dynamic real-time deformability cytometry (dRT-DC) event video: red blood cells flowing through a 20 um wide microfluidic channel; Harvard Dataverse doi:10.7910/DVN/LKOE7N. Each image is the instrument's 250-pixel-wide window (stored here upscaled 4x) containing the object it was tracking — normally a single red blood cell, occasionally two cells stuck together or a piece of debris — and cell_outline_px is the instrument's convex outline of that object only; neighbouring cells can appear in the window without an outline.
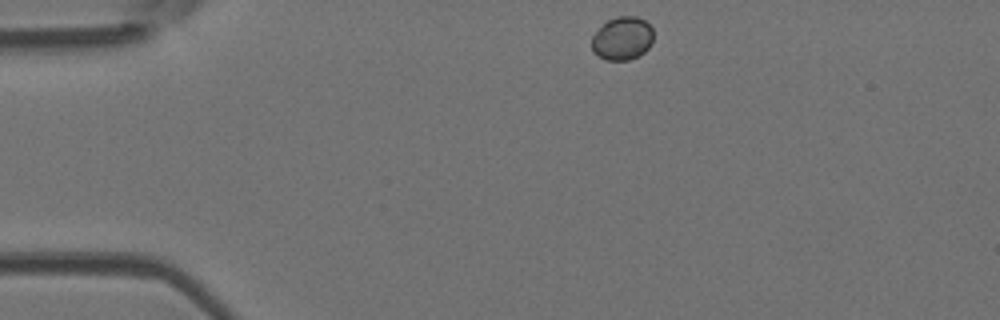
{"species": "Egyptian fruit bat (a non-hibernating species)", "species_latin": "Rousettus aegyptiacus", "temperature_condition": "room temperature", "stored_images_in_passage": 9, "camera_frame_rate_fps": 3000, "um_per_image_px": 0.085, "animal": {"sex": "female"}, "frame": {"image": 1, "passage_image": 1, "time_ms": 0.0, "image_size_px": [1000, 320], "cell_outline_px": [[652, 44], [644, 52], [628, 60], [608, 60], [592, 52], [592, 36], [608, 20], [616, 16], [636, 16], [644, 20], [652, 28]], "centroid_in_image_um": [52.9, 3.26], "position_along_channel_um": 32.1, "area_um2": 15.37}}
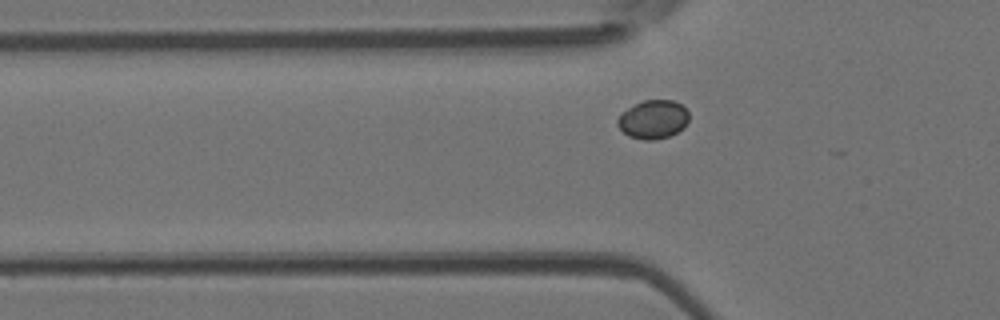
{"frame": {"image": 2, "passage_image": 8, "time_ms": 2.333, "image_size_px": [1000, 320], "cell_outline_px": [[688, 120], [684, 128], [668, 136], [656, 140], [644, 140], [628, 136], [616, 124], [616, 120], [620, 112], [644, 100], [672, 100], [680, 104], [688, 112]], "centroid_in_image_um": [55.49, 10.16], "position_along_channel_um": 70.3, "area_um2": 16.07}}